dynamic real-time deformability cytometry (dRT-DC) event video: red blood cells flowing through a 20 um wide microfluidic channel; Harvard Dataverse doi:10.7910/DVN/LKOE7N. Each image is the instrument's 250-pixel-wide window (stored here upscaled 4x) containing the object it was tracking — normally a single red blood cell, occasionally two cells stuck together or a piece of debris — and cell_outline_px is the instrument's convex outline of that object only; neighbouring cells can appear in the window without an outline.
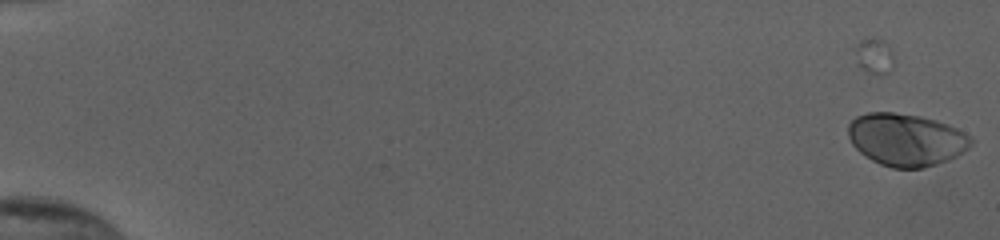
{"species": "human", "species_latin": "Homo sapiens", "temperature_condition": "cold", "stored_images_in_passage": 5, "camera_frame_rate_fps": 3000, "um_per_image_px": 0.085, "donor": {"sex": "female"}, "frame": {"image": 1, "passage_image": 5, "time_ms": 1.333, "image_size_px": [1000, 240], "cell_outline_px": [[972, 144], [968, 148], [956, 156], [948, 160], [924, 168], [892, 168], [880, 164], [872, 160], [860, 152], [852, 144], [848, 136], [848, 124], [856, 116], [868, 112], [892, 112], [920, 116], [936, 120], [948, 124], [972, 136]], "centroid_in_image_um": [77.02, 11.87], "position_along_channel_um": 8.0, "area_um2": 37.63}}